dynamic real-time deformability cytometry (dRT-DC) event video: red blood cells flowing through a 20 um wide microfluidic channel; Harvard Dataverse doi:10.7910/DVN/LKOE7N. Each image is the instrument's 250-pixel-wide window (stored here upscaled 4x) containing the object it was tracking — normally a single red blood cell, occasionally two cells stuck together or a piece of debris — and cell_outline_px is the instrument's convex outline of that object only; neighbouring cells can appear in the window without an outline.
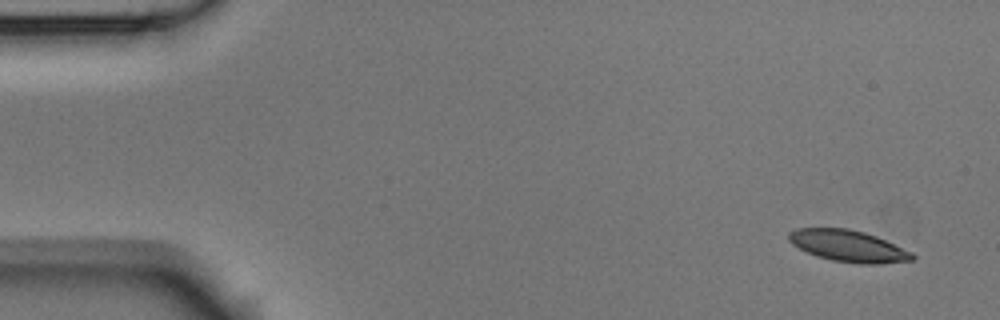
{"species": "Egyptian fruit bat (a non-hibernating species)", "species_latin": "Rousettus aegyptiacus", "temperature_condition": "room temperature", "stored_images_in_passage": 6, "camera_frame_rate_fps": 3000, "um_per_image_px": 0.085, "animal": {"sex": "male"}, "frame": {"image": 1, "passage_image": 1, "time_ms": 0.0, "image_size_px": [1000, 320], "cell_outline_px": [[916, 260], [880, 264], [860, 264], [832, 260], [816, 256], [792, 244], [788, 240], [788, 232], [796, 228], [848, 228], [864, 232], [876, 236], [912, 252], [916, 256]], "centroid_in_image_um": [72.12, 20.91], "position_along_channel_um": 12.9, "area_um2": 22.83}}
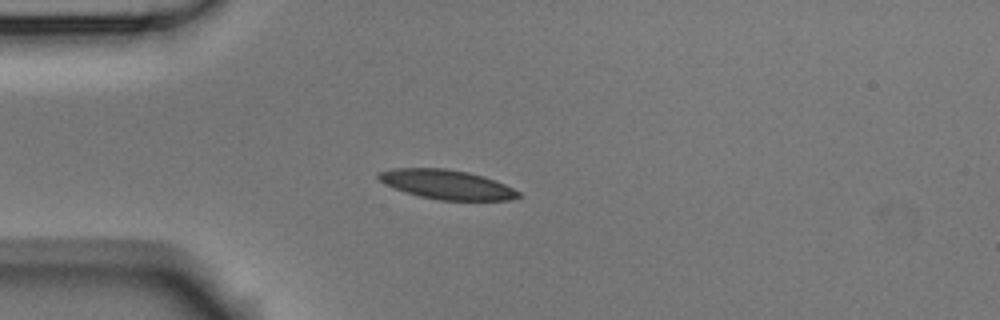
{"frame": {"image": 2, "passage_image": 4, "time_ms": 1.0, "image_size_px": [1000, 320], "cell_outline_px": [[524, 196], [508, 200], [440, 200], [420, 196], [404, 192], [384, 184], [376, 176], [376, 172], [392, 168], [448, 168], [468, 172], [484, 176], [504, 184], [520, 192]], "centroid_in_image_um": [37.95, 15.67], "position_along_channel_um": 47.0, "area_um2": 24.1}}
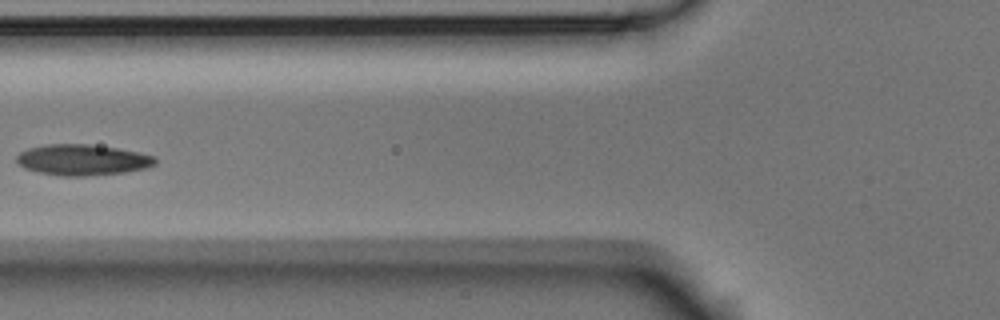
{"frame": {"image": 3, "passage_image": 6, "time_ms": 1.667, "image_size_px": [1000, 320], "cell_outline_px": [[156, 164], [148, 168], [124, 172], [84, 176], [60, 176], [40, 172], [24, 168], [16, 160], [16, 156], [20, 152], [28, 148], [48, 144], [88, 144], [116, 148], [140, 152], [156, 156]], "centroid_in_image_um": [7.04, 13.59], "position_along_channel_um": 118.8, "area_um2": 24.97}}